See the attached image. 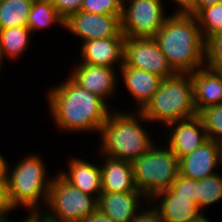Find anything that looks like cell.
<instances>
[{"label":"cell","mask_w":222,"mask_h":222,"mask_svg":"<svg viewBox=\"0 0 222 222\" xmlns=\"http://www.w3.org/2000/svg\"><path fill=\"white\" fill-rule=\"evenodd\" d=\"M84 12L122 16L123 0H83Z\"/></svg>","instance_id":"27"},{"label":"cell","mask_w":222,"mask_h":222,"mask_svg":"<svg viewBox=\"0 0 222 222\" xmlns=\"http://www.w3.org/2000/svg\"><path fill=\"white\" fill-rule=\"evenodd\" d=\"M100 164L102 192L125 193L138 191L134 182L132 164L102 155Z\"/></svg>","instance_id":"19"},{"label":"cell","mask_w":222,"mask_h":222,"mask_svg":"<svg viewBox=\"0 0 222 222\" xmlns=\"http://www.w3.org/2000/svg\"><path fill=\"white\" fill-rule=\"evenodd\" d=\"M198 116L202 120L208 138L222 145V103L202 109Z\"/></svg>","instance_id":"26"},{"label":"cell","mask_w":222,"mask_h":222,"mask_svg":"<svg viewBox=\"0 0 222 222\" xmlns=\"http://www.w3.org/2000/svg\"><path fill=\"white\" fill-rule=\"evenodd\" d=\"M149 207H142L130 222H164L153 202H145ZM152 204V206H151ZM144 209V210H143Z\"/></svg>","instance_id":"31"},{"label":"cell","mask_w":222,"mask_h":222,"mask_svg":"<svg viewBox=\"0 0 222 222\" xmlns=\"http://www.w3.org/2000/svg\"><path fill=\"white\" fill-rule=\"evenodd\" d=\"M156 74L162 79L176 74L153 37L124 39L123 65Z\"/></svg>","instance_id":"9"},{"label":"cell","mask_w":222,"mask_h":222,"mask_svg":"<svg viewBox=\"0 0 222 222\" xmlns=\"http://www.w3.org/2000/svg\"><path fill=\"white\" fill-rule=\"evenodd\" d=\"M189 75L193 83L197 113L204 108L222 103V80L214 70L204 66Z\"/></svg>","instance_id":"20"},{"label":"cell","mask_w":222,"mask_h":222,"mask_svg":"<svg viewBox=\"0 0 222 222\" xmlns=\"http://www.w3.org/2000/svg\"><path fill=\"white\" fill-rule=\"evenodd\" d=\"M3 64H5V62L3 63V62L1 61V59H0V75H1V72H2L1 68L3 69L2 66H4Z\"/></svg>","instance_id":"40"},{"label":"cell","mask_w":222,"mask_h":222,"mask_svg":"<svg viewBox=\"0 0 222 222\" xmlns=\"http://www.w3.org/2000/svg\"><path fill=\"white\" fill-rule=\"evenodd\" d=\"M28 155L19 160L13 169L10 165L7 167L8 199L13 210L21 205L28 212H42L52 176H47L46 165L39 154L33 152Z\"/></svg>","instance_id":"4"},{"label":"cell","mask_w":222,"mask_h":222,"mask_svg":"<svg viewBox=\"0 0 222 222\" xmlns=\"http://www.w3.org/2000/svg\"><path fill=\"white\" fill-rule=\"evenodd\" d=\"M212 70L215 71V73L220 77V79L222 80V66H206Z\"/></svg>","instance_id":"38"},{"label":"cell","mask_w":222,"mask_h":222,"mask_svg":"<svg viewBox=\"0 0 222 222\" xmlns=\"http://www.w3.org/2000/svg\"><path fill=\"white\" fill-rule=\"evenodd\" d=\"M163 0H123L121 30L126 37H154L166 18Z\"/></svg>","instance_id":"8"},{"label":"cell","mask_w":222,"mask_h":222,"mask_svg":"<svg viewBox=\"0 0 222 222\" xmlns=\"http://www.w3.org/2000/svg\"><path fill=\"white\" fill-rule=\"evenodd\" d=\"M220 165L222 166V145L208 139L179 160V172L184 177L198 181L219 173Z\"/></svg>","instance_id":"13"},{"label":"cell","mask_w":222,"mask_h":222,"mask_svg":"<svg viewBox=\"0 0 222 222\" xmlns=\"http://www.w3.org/2000/svg\"><path fill=\"white\" fill-rule=\"evenodd\" d=\"M168 190L176 197L191 198L197 205V181L179 175Z\"/></svg>","instance_id":"29"},{"label":"cell","mask_w":222,"mask_h":222,"mask_svg":"<svg viewBox=\"0 0 222 222\" xmlns=\"http://www.w3.org/2000/svg\"><path fill=\"white\" fill-rule=\"evenodd\" d=\"M115 68L90 63H77L69 77L81 88L99 96L106 103L117 89L118 74ZM108 98V99H107Z\"/></svg>","instance_id":"11"},{"label":"cell","mask_w":222,"mask_h":222,"mask_svg":"<svg viewBox=\"0 0 222 222\" xmlns=\"http://www.w3.org/2000/svg\"><path fill=\"white\" fill-rule=\"evenodd\" d=\"M167 138L164 142L180 160L189 155L209 138L201 118L194 117L174 121L166 125Z\"/></svg>","instance_id":"12"},{"label":"cell","mask_w":222,"mask_h":222,"mask_svg":"<svg viewBox=\"0 0 222 222\" xmlns=\"http://www.w3.org/2000/svg\"><path fill=\"white\" fill-rule=\"evenodd\" d=\"M28 215L22 222H48L41 212H29ZM10 221H12V219L10 220L7 217L0 222H10Z\"/></svg>","instance_id":"35"},{"label":"cell","mask_w":222,"mask_h":222,"mask_svg":"<svg viewBox=\"0 0 222 222\" xmlns=\"http://www.w3.org/2000/svg\"><path fill=\"white\" fill-rule=\"evenodd\" d=\"M172 1V0H171ZM176 4V9L173 14H190L196 15V2L197 0H173Z\"/></svg>","instance_id":"33"},{"label":"cell","mask_w":222,"mask_h":222,"mask_svg":"<svg viewBox=\"0 0 222 222\" xmlns=\"http://www.w3.org/2000/svg\"><path fill=\"white\" fill-rule=\"evenodd\" d=\"M82 222H114L109 216L101 212L98 208L85 218Z\"/></svg>","instance_id":"34"},{"label":"cell","mask_w":222,"mask_h":222,"mask_svg":"<svg viewBox=\"0 0 222 222\" xmlns=\"http://www.w3.org/2000/svg\"><path fill=\"white\" fill-rule=\"evenodd\" d=\"M121 17L80 10L65 20L64 30L82 39L81 42L104 38H125L121 30Z\"/></svg>","instance_id":"10"},{"label":"cell","mask_w":222,"mask_h":222,"mask_svg":"<svg viewBox=\"0 0 222 222\" xmlns=\"http://www.w3.org/2000/svg\"><path fill=\"white\" fill-rule=\"evenodd\" d=\"M12 211L14 210L8 199L7 181H0V221L9 217Z\"/></svg>","instance_id":"32"},{"label":"cell","mask_w":222,"mask_h":222,"mask_svg":"<svg viewBox=\"0 0 222 222\" xmlns=\"http://www.w3.org/2000/svg\"><path fill=\"white\" fill-rule=\"evenodd\" d=\"M195 18L204 40L213 34L222 32V1L201 9Z\"/></svg>","instance_id":"25"},{"label":"cell","mask_w":222,"mask_h":222,"mask_svg":"<svg viewBox=\"0 0 222 222\" xmlns=\"http://www.w3.org/2000/svg\"><path fill=\"white\" fill-rule=\"evenodd\" d=\"M48 106L56 127L61 132L100 133L113 110L99 96L81 88L69 76L47 91Z\"/></svg>","instance_id":"1"},{"label":"cell","mask_w":222,"mask_h":222,"mask_svg":"<svg viewBox=\"0 0 222 222\" xmlns=\"http://www.w3.org/2000/svg\"><path fill=\"white\" fill-rule=\"evenodd\" d=\"M149 201L155 202L164 222H190L202 214L191 198L176 197L168 189L154 194Z\"/></svg>","instance_id":"18"},{"label":"cell","mask_w":222,"mask_h":222,"mask_svg":"<svg viewBox=\"0 0 222 222\" xmlns=\"http://www.w3.org/2000/svg\"><path fill=\"white\" fill-rule=\"evenodd\" d=\"M149 122L164 127L174 121L198 115L194 105L193 83L188 73H176L161 80L158 90L140 111Z\"/></svg>","instance_id":"5"},{"label":"cell","mask_w":222,"mask_h":222,"mask_svg":"<svg viewBox=\"0 0 222 222\" xmlns=\"http://www.w3.org/2000/svg\"><path fill=\"white\" fill-rule=\"evenodd\" d=\"M59 15L66 20L71 14L80 11L83 0H49Z\"/></svg>","instance_id":"30"},{"label":"cell","mask_w":222,"mask_h":222,"mask_svg":"<svg viewBox=\"0 0 222 222\" xmlns=\"http://www.w3.org/2000/svg\"><path fill=\"white\" fill-rule=\"evenodd\" d=\"M32 31L27 26H17L0 30V59L17 60L28 50Z\"/></svg>","instance_id":"21"},{"label":"cell","mask_w":222,"mask_h":222,"mask_svg":"<svg viewBox=\"0 0 222 222\" xmlns=\"http://www.w3.org/2000/svg\"><path fill=\"white\" fill-rule=\"evenodd\" d=\"M149 199L140 191L125 193L102 192L97 199V208L114 222H130ZM144 204V205H141Z\"/></svg>","instance_id":"14"},{"label":"cell","mask_w":222,"mask_h":222,"mask_svg":"<svg viewBox=\"0 0 222 222\" xmlns=\"http://www.w3.org/2000/svg\"><path fill=\"white\" fill-rule=\"evenodd\" d=\"M53 175L45 210L48 222H82L97 209V198ZM47 208V209H46Z\"/></svg>","instance_id":"7"},{"label":"cell","mask_w":222,"mask_h":222,"mask_svg":"<svg viewBox=\"0 0 222 222\" xmlns=\"http://www.w3.org/2000/svg\"><path fill=\"white\" fill-rule=\"evenodd\" d=\"M68 171L59 170V175L72 186L98 199L102 193L100 165L82 158L70 157Z\"/></svg>","instance_id":"16"},{"label":"cell","mask_w":222,"mask_h":222,"mask_svg":"<svg viewBox=\"0 0 222 222\" xmlns=\"http://www.w3.org/2000/svg\"><path fill=\"white\" fill-rule=\"evenodd\" d=\"M33 0H0V30L27 26Z\"/></svg>","instance_id":"23"},{"label":"cell","mask_w":222,"mask_h":222,"mask_svg":"<svg viewBox=\"0 0 222 222\" xmlns=\"http://www.w3.org/2000/svg\"><path fill=\"white\" fill-rule=\"evenodd\" d=\"M65 20L56 11V8L49 0H33L29 13L27 27L32 31L33 35L36 31L43 30L52 25H58L64 29Z\"/></svg>","instance_id":"22"},{"label":"cell","mask_w":222,"mask_h":222,"mask_svg":"<svg viewBox=\"0 0 222 222\" xmlns=\"http://www.w3.org/2000/svg\"><path fill=\"white\" fill-rule=\"evenodd\" d=\"M222 0H197L196 2V14L203 8L211 6Z\"/></svg>","instance_id":"37"},{"label":"cell","mask_w":222,"mask_h":222,"mask_svg":"<svg viewBox=\"0 0 222 222\" xmlns=\"http://www.w3.org/2000/svg\"><path fill=\"white\" fill-rule=\"evenodd\" d=\"M222 199V175L216 173L197 181V206L204 213L205 208Z\"/></svg>","instance_id":"24"},{"label":"cell","mask_w":222,"mask_h":222,"mask_svg":"<svg viewBox=\"0 0 222 222\" xmlns=\"http://www.w3.org/2000/svg\"><path fill=\"white\" fill-rule=\"evenodd\" d=\"M125 38H104L84 41L80 44L81 63L119 69L123 65Z\"/></svg>","instance_id":"15"},{"label":"cell","mask_w":222,"mask_h":222,"mask_svg":"<svg viewBox=\"0 0 222 222\" xmlns=\"http://www.w3.org/2000/svg\"><path fill=\"white\" fill-rule=\"evenodd\" d=\"M205 66H222V32L205 40Z\"/></svg>","instance_id":"28"},{"label":"cell","mask_w":222,"mask_h":222,"mask_svg":"<svg viewBox=\"0 0 222 222\" xmlns=\"http://www.w3.org/2000/svg\"><path fill=\"white\" fill-rule=\"evenodd\" d=\"M7 161L0 153V181H7Z\"/></svg>","instance_id":"36"},{"label":"cell","mask_w":222,"mask_h":222,"mask_svg":"<svg viewBox=\"0 0 222 222\" xmlns=\"http://www.w3.org/2000/svg\"><path fill=\"white\" fill-rule=\"evenodd\" d=\"M204 214L205 213H202L197 219H194L190 222H212V221H210V219L206 218L207 215L205 216Z\"/></svg>","instance_id":"39"},{"label":"cell","mask_w":222,"mask_h":222,"mask_svg":"<svg viewBox=\"0 0 222 222\" xmlns=\"http://www.w3.org/2000/svg\"><path fill=\"white\" fill-rule=\"evenodd\" d=\"M143 122L150 124L140 111L113 109L99 133V154L130 163L139 158L156 143Z\"/></svg>","instance_id":"3"},{"label":"cell","mask_w":222,"mask_h":222,"mask_svg":"<svg viewBox=\"0 0 222 222\" xmlns=\"http://www.w3.org/2000/svg\"><path fill=\"white\" fill-rule=\"evenodd\" d=\"M117 70L121 73L119 77H122L129 95L136 100V111H141L158 90L162 78L156 74L133 67H120Z\"/></svg>","instance_id":"17"},{"label":"cell","mask_w":222,"mask_h":222,"mask_svg":"<svg viewBox=\"0 0 222 222\" xmlns=\"http://www.w3.org/2000/svg\"><path fill=\"white\" fill-rule=\"evenodd\" d=\"M155 143L132 164L136 189L148 199L159 191L168 189L180 175L179 159L167 146Z\"/></svg>","instance_id":"6"},{"label":"cell","mask_w":222,"mask_h":222,"mask_svg":"<svg viewBox=\"0 0 222 222\" xmlns=\"http://www.w3.org/2000/svg\"><path fill=\"white\" fill-rule=\"evenodd\" d=\"M153 38L176 73L205 66V40L194 15L169 13Z\"/></svg>","instance_id":"2"}]
</instances>
